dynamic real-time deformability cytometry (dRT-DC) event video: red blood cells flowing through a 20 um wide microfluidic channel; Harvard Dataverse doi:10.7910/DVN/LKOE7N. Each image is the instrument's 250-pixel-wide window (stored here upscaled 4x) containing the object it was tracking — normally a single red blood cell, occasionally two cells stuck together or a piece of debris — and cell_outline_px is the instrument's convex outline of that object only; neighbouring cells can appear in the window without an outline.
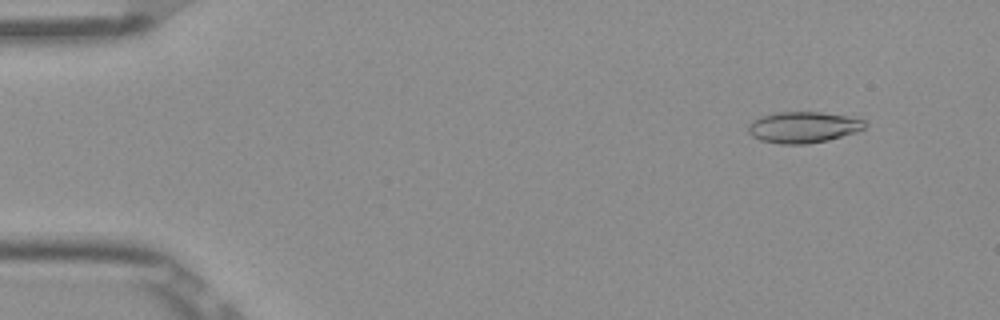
{"species": "Egyptian fruit bat (a non-hibernating species)", "species_latin": "Rousettus aegyptiacus", "temperature_condition": "room temperature", "stored_images_in_passage": 52, "camera_frame_rate_fps": 3000, "um_per_image_px": 0.085, "frame": {"image": 1, "passage_image": 5, "time_ms": 1.333, "image_size_px": [1000, 320], "cell_outline_px": [[868, 124], [864, 128], [856, 132], [828, 140], [808, 144], [780, 144], [760, 140], [752, 136], [748, 132], [748, 124], [752, 120], [760, 116], [776, 112], [820, 112], [848, 116], [864, 120]], "centroid_in_image_um": [68.26, 10.81], "position_along_channel_um": 16.7, "area_um2": 21.33}}
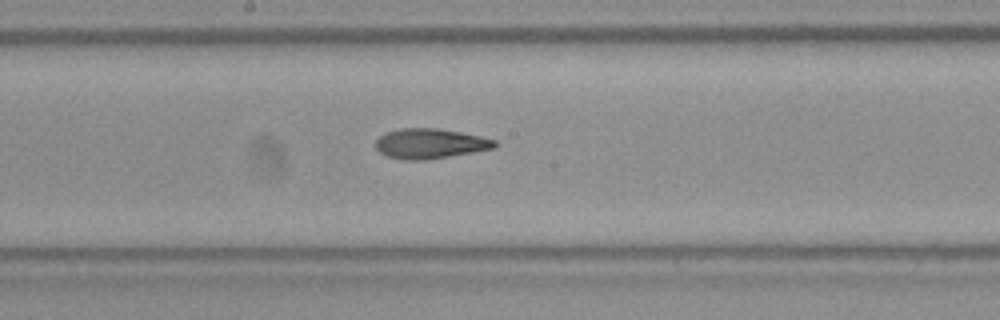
{"frame": {"image": 2, "passage_image": 28, "time_ms": 9.0, "image_size_px": [1000, 320], "cell_outline_px": [[496, 148], [424, 160], [404, 160], [388, 156], [380, 152], [376, 148], [376, 140], [384, 132], [400, 128], [440, 128], [480, 136], [496, 140]], "centroid_in_image_um": [36.54, 12.19], "position_along_channel_um": 211.7, "area_um2": 20.75}}
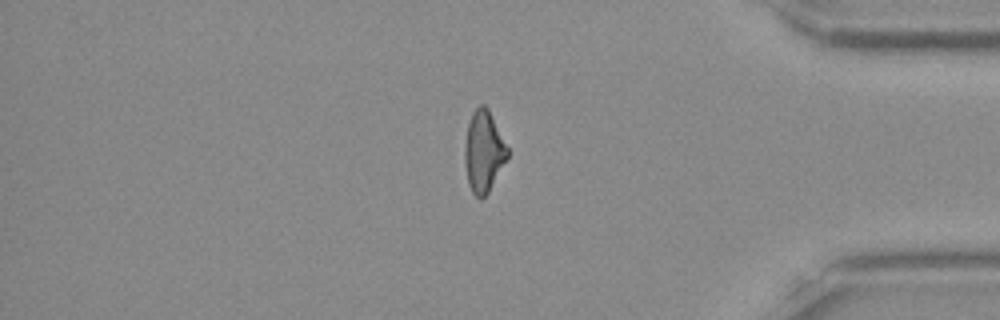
{"frame": {"image": 3, "passage_image": 44, "time_ms": 14.333, "image_size_px": [1000, 320], "cell_outline_px": [[508, 156], [488, 192], [480, 200], [472, 192], [468, 184], [464, 160], [464, 148], [468, 124], [472, 112], [480, 104], [484, 104], [488, 108], [508, 148]], "centroid_in_image_um": [41.09, 12.87], "position_along_channel_um": 394.1, "area_um2": 20.06}, "authors_computed_cell_mechanics": {"area_um2": 20.6924, "velocity_mm_per_s": 3.9075, "shape_relaxation_time_tau1_ms": 4.8648, "shape_relaxation_time_tau2_ms": 2.9066, "deformation_change_tau1": 0.1864, "deformation_change_tau2": 0.1276}}